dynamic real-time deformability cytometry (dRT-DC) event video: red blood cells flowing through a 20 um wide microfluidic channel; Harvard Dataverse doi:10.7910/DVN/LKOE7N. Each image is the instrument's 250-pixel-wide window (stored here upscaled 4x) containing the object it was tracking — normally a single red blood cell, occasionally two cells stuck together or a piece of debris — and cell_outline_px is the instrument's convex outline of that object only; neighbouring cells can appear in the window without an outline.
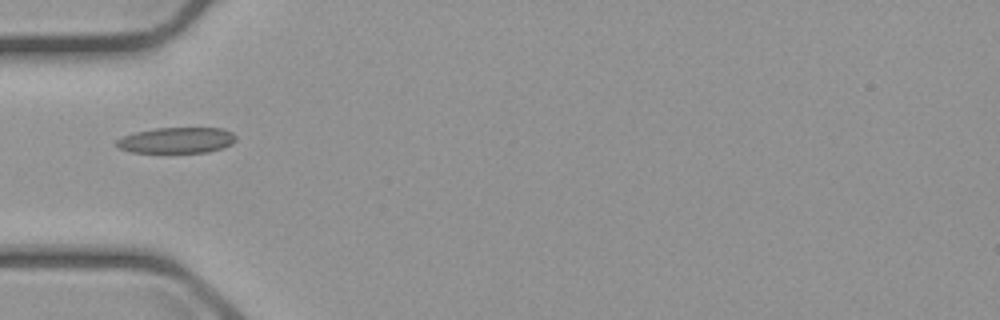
{"species": "common noctule bat (a hibernating species)", "species_latin": "Nyctalus noctula", "temperature_condition": "cold", "stored_images_in_passage": 22, "camera_frame_rate_fps": 3000, "um_per_image_px": 0.085, "animal": {"sex": "male", "body_mass_g": 23.1, "forearm_length_mm": 52.7}, "frame": {"image": 1, "passage_image": 1, "time_ms": 0.0, "image_size_px": [1000, 320], "cell_outline_px": [[236, 140], [232, 144], [208, 152], [132, 152], [120, 148], [116, 144], [116, 140], [124, 136], [136, 132], [156, 128], [220, 128], [232, 132], [236, 136]], "centroid_in_image_um": [15.04, 11.92], "position_along_channel_um": 70.0, "area_um2": 17.74}}
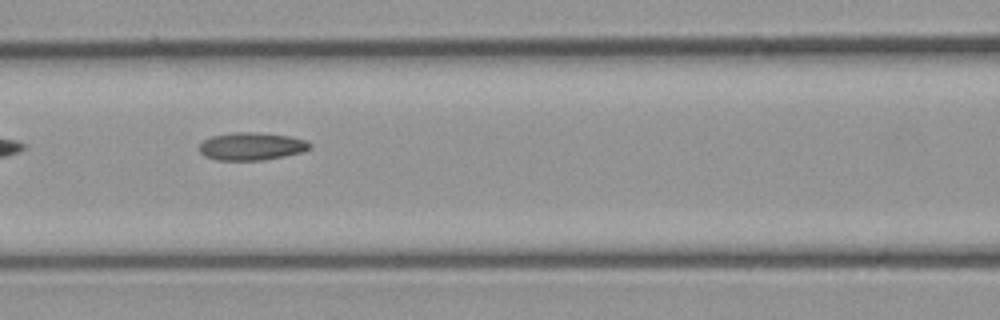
{"frame": {"image": 2, "passage_image": 7, "time_ms": 2.0, "image_size_px": [1000, 320], "cell_outline_px": [[312, 148], [304, 152], [284, 156], [260, 160], [216, 160], [204, 156], [200, 152], [200, 144], [204, 140], [212, 136], [236, 132], [252, 132], [288, 136], [304, 140], [312, 144]], "centroid_in_image_um": [21.39, 12.44], "position_along_channel_um": 145.2, "area_um2": 17.74}}
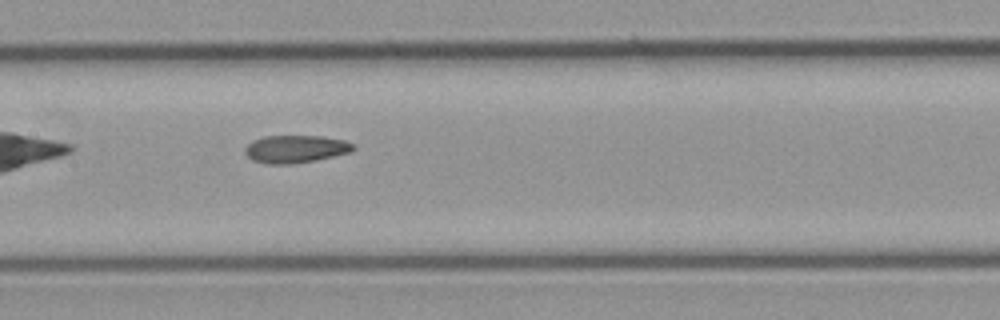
{"frame": {"image": 3, "passage_image": 10, "time_ms": 3.0, "image_size_px": [1000, 320], "cell_outline_px": [[356, 148], [352, 152], [316, 160], [292, 164], [264, 164], [252, 160], [244, 152], [244, 148], [252, 140], [264, 136], [324, 136], [344, 140], [356, 144]], "centroid_in_image_um": [25.14, 12.66], "position_along_channel_um": 182.3, "area_um2": 17.74}}